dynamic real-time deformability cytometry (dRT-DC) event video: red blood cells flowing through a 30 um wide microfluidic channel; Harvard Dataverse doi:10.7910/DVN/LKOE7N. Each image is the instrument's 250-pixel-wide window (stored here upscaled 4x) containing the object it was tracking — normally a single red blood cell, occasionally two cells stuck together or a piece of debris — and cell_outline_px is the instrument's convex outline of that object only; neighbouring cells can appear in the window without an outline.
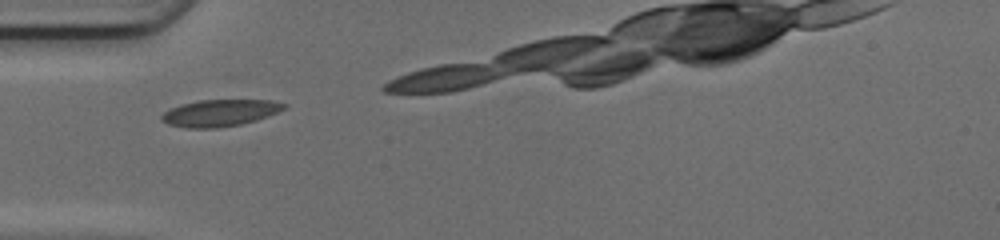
{"species": "common noctule bat (a hibernating species)", "species_latin": "Nyctalus noctula", "temperature_condition": "cold", "stored_images_in_passage": 7, "camera_frame_rate_fps": 3000, "um_per_image_px": 0.085, "animal": {"sex": "female", "body_mass_g": 17.0, "forearm_length_mm": 48.0}, "frame": {"image": 1, "passage_image": 2, "time_ms": 0.333, "image_size_px": [1000, 240], "cell_outline_px": [[288, 104], [284, 108], [268, 116], [256, 120], [240, 124], [216, 128], [188, 128], [168, 124], [160, 120], [160, 116], [164, 112], [180, 104], [200, 100], [272, 100]], "centroid_in_image_um": [18.67, 9.59], "position_along_channel_um": 66.3, "area_um2": 19.02}}
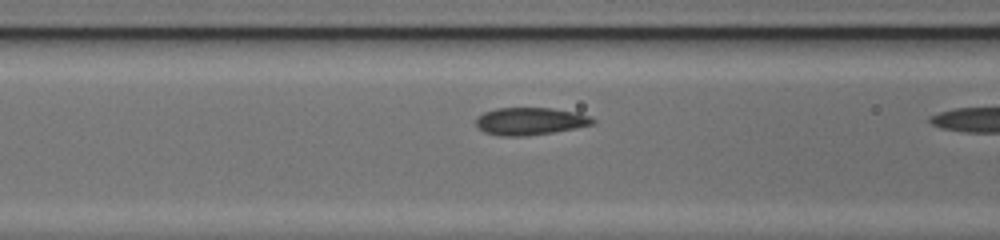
{"frame": {"image": 2, "passage_image": 6, "time_ms": 1.667, "image_size_px": [1000, 240], "cell_outline_px": [[596, 124], [576, 128], [528, 136], [500, 136], [484, 132], [476, 124], [476, 116], [484, 112], [496, 108], [552, 108], [576, 112], [588, 116], [596, 120]], "centroid_in_image_um": [45.06, 10.3], "position_along_channel_um": 121.5, "area_um2": 18.79}}